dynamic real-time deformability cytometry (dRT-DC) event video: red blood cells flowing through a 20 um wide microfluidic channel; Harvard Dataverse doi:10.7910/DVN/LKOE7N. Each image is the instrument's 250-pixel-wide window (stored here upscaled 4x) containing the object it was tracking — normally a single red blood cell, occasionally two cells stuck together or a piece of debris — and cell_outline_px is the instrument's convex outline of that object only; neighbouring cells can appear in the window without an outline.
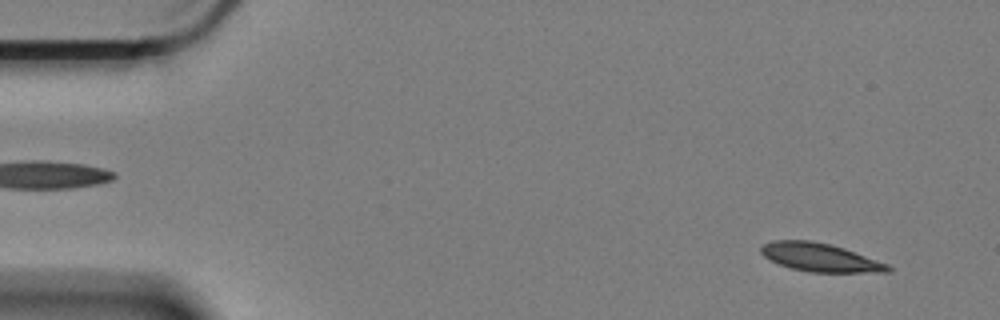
{"species": "Egyptian fruit bat (a non-hibernating species)", "species_latin": "Rousettus aegyptiacus", "temperature_condition": "cold", "stored_images_in_passage": 59, "camera_frame_rate_fps": 3000, "um_per_image_px": 0.085, "animal": {"sex": "female"}, "frame": {"image": 1, "passage_image": 4, "time_ms": 1.0, "image_size_px": [1000, 320], "cell_outline_px": [[892, 272], [808, 272], [792, 268], [780, 264], [764, 256], [760, 252], [760, 248], [764, 244], [776, 240], [812, 240], [832, 244], [844, 248], [888, 264], [892, 268]], "centroid_in_image_um": [69.73, 21.87], "position_along_channel_um": 15.3, "area_um2": 20.87}}
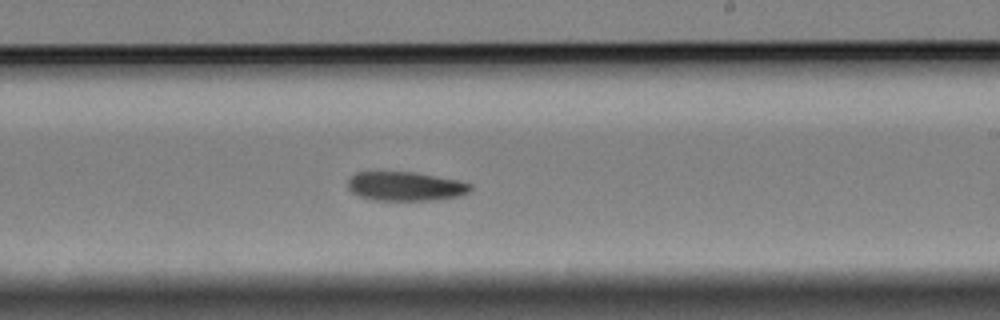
{"frame": {"image": 2, "passage_image": 35, "time_ms": 11.333, "image_size_px": [1000, 320], "cell_outline_px": [[472, 188], [468, 192], [460, 196], [432, 200], [372, 200], [360, 196], [352, 192], [348, 188], [348, 180], [356, 172], [412, 172], [456, 180], [472, 184]], "centroid_in_image_um": [34.45, 15.84], "position_along_channel_um": 254.6, "area_um2": 20.58}}
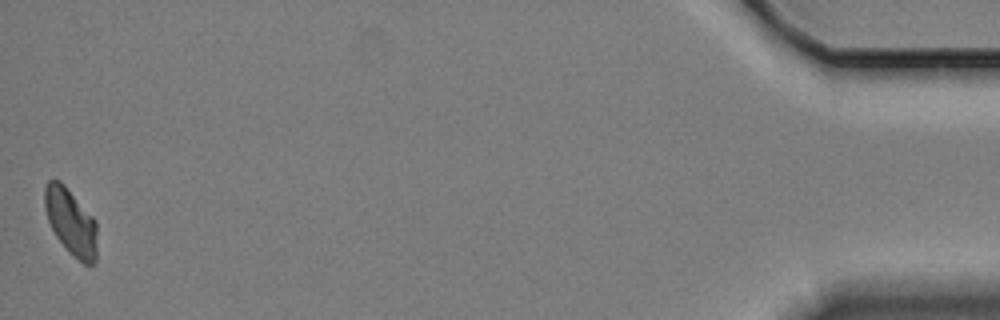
{"frame": {"image": 3, "passage_image": 59, "time_ms": 19.333, "image_size_px": [1000, 320], "cell_outline_px": [[96, 264], [84, 264], [72, 256], [68, 252], [56, 236], [48, 220], [44, 208], [44, 188], [48, 180], [60, 180], [64, 184], [96, 220]], "centroid_in_image_um": [6.02, 18.87], "position_along_channel_um": 429.2, "area_um2": 20.4}}